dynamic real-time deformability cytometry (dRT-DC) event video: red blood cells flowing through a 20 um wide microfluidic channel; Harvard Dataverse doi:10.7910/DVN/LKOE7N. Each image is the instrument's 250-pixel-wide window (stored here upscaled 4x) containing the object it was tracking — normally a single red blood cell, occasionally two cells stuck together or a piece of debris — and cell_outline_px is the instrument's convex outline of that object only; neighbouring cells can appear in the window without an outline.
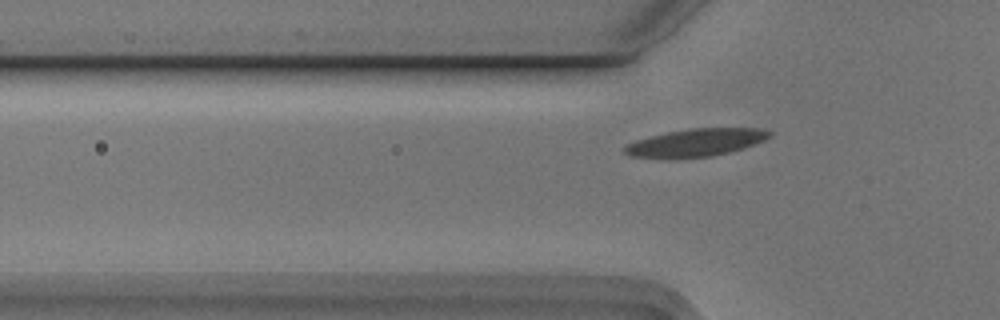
{"species": "Egyptian fruit bat (a non-hibernating species)", "species_latin": "Rousettus aegyptiacus", "temperature_condition": "cold", "stored_images_in_passage": 4, "camera_frame_rate_fps": 3000, "um_per_image_px": 0.085, "animal": {"sex": "male"}, "frame": {"image": 1, "passage_image": 4, "time_ms": 1.0, "image_size_px": [1000, 320], "cell_outline_px": [[772, 136], [764, 140], [728, 152], [712, 156], [628, 156], [620, 148], [624, 144], [636, 140], [668, 132], [688, 128], [756, 128], [772, 132]], "centroid_in_image_um": [59.13, 12.08], "position_along_channel_um": 66.7, "area_um2": 22.54}}